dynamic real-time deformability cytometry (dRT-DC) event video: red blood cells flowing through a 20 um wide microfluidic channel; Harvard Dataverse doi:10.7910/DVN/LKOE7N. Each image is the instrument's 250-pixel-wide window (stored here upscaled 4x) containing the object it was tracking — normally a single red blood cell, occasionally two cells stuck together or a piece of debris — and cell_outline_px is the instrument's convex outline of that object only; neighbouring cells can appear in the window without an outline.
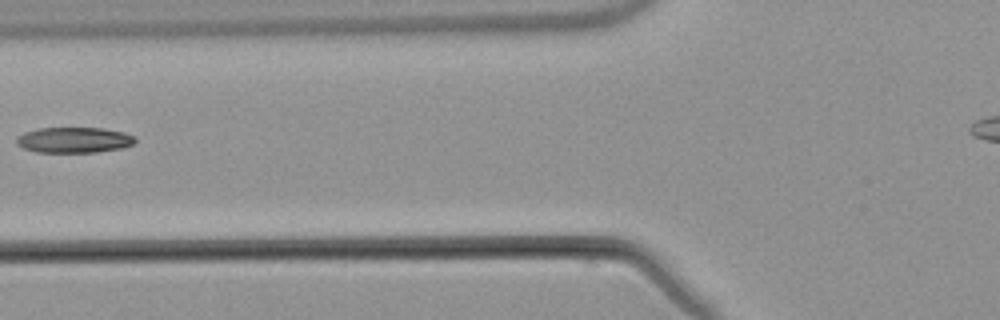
{"species": "common noctule bat (a hibernating species)", "species_latin": "Nyctalus noctula", "temperature_condition": "warm", "stored_images_in_passage": 2, "camera_frame_rate_fps": 3000, "um_per_image_px": 0.085, "animal": {"sex": "male", "body_mass_g": 21.5, "forearm_length_mm": 52.0}, "frame": {"image": 1, "passage_image": 2, "time_ms": 1.333, "image_size_px": [1000, 320], "cell_outline_px": [[136, 140], [132, 144], [120, 148], [96, 152], [36, 152], [24, 148], [16, 144], [16, 136], [24, 132], [36, 128], [104, 128], [124, 132], [136, 136]], "centroid_in_image_um": [6.27, 11.89], "position_along_channel_um": 119.5, "area_um2": 17.8}}